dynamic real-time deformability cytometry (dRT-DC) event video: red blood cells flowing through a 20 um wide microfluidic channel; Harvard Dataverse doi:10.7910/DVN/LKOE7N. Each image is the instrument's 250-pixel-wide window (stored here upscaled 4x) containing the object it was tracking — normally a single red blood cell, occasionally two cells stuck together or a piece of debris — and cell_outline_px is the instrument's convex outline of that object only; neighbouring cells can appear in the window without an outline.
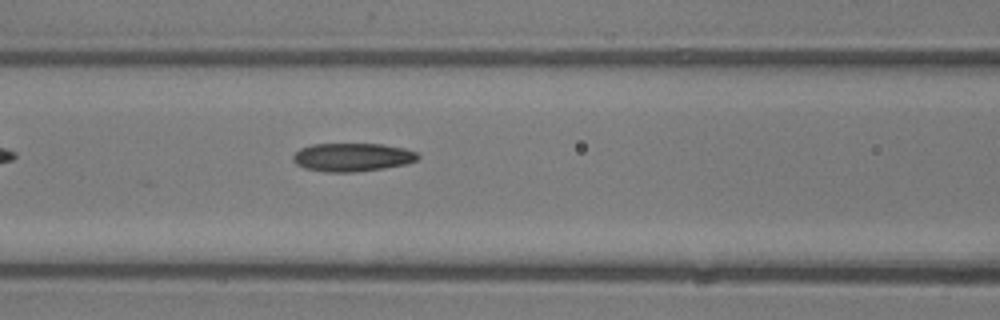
{"species": "common noctule bat (a hibernating species)", "species_latin": "Nyctalus noctula", "temperature_condition": "room temperature", "stored_images_in_passage": 5, "camera_frame_rate_fps": 3000, "um_per_image_px": 0.085, "animal": {"sex": "male", "body_mass_g": 13.3}, "frame": {"image": 1, "passage_image": 5, "time_ms": 4.667, "image_size_px": [1000, 320], "cell_outline_px": [[420, 156], [416, 160], [404, 164], [384, 168], [356, 172], [324, 172], [304, 168], [296, 164], [292, 160], [292, 156], [300, 148], [312, 144], [384, 144], [404, 148], [416, 152]], "centroid_in_image_um": [29.91, 13.36], "position_along_channel_um": 136.7, "area_um2": 20.69}}